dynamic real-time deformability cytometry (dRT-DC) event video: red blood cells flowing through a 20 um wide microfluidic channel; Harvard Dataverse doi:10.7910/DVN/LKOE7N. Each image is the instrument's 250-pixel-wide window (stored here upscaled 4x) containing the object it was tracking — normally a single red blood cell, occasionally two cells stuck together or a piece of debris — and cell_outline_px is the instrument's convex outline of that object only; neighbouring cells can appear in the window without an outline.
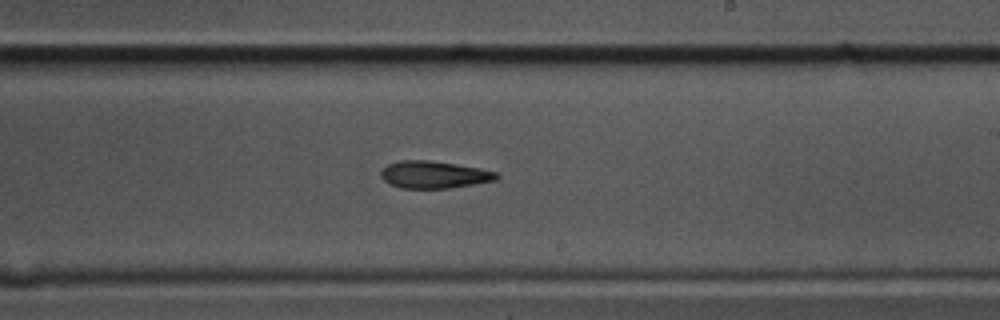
{"species": "common noctule bat (a hibernating species)", "species_latin": "Nyctalus noctula", "temperature_condition": "cold", "stored_images_in_passage": 48, "camera_frame_rate_fps": 3000, "um_per_image_px": 0.085, "animal": {"sex": "male", "body_mass_g": 17.5, "forearm_length_mm": 52.3}, "frame": {"image": 1, "passage_image": 24, "time_ms": 7.667, "image_size_px": [1000, 320], "cell_outline_px": [[500, 176], [496, 180], [448, 188], [400, 188], [388, 184], [380, 176], [380, 172], [388, 164], [400, 160], [428, 160], [456, 164], [480, 168], [496, 172]], "centroid_in_image_um": [36.86, 14.84], "position_along_channel_um": 252.1, "area_um2": 18.32}}
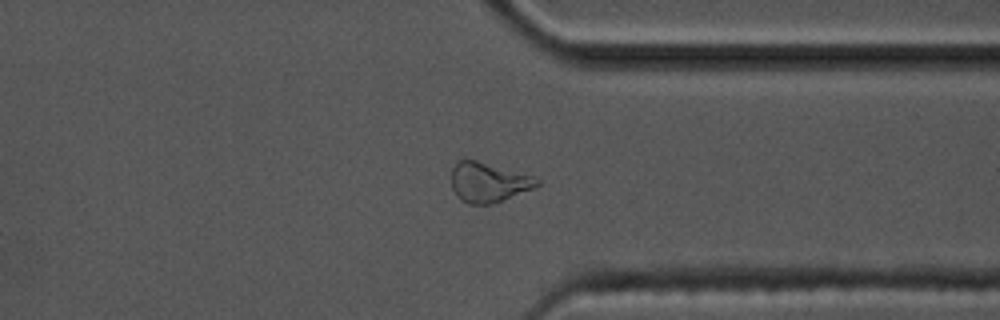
{"frame": {"image": 2, "passage_image": 34, "time_ms": 11.0, "image_size_px": [1000, 320], "cell_outline_px": [[540, 184], [532, 188], [500, 200], [488, 204], [468, 204], [460, 200], [456, 196], [452, 188], [452, 168], [460, 160], [476, 160], [532, 176], [540, 180]], "centroid_in_image_um": [41.46, 15.5], "position_along_channel_um": 369.9, "area_um2": 19.31}}
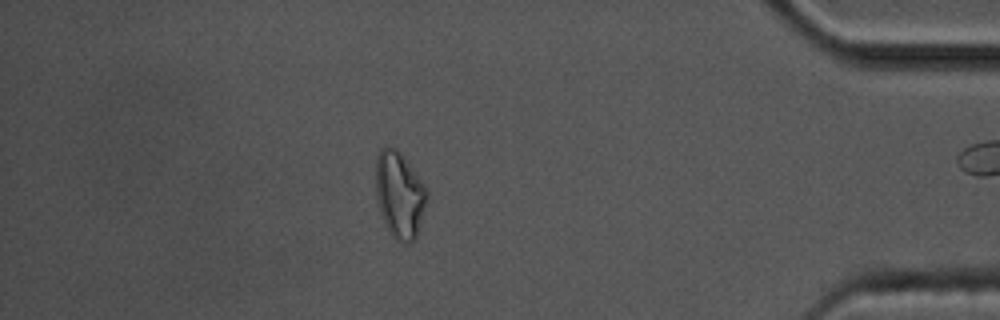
{"frame": {"image": 3, "passage_image": 40, "time_ms": 13.0, "image_size_px": [1000, 320], "cell_outline_px": [[428, 196], [416, 236], [408, 244], [396, 240], [392, 236], [380, 212], [376, 196], [376, 156], [380, 148], [384, 144], [396, 148], [400, 152], [424, 184], [428, 192]], "centroid_in_image_um": [33.94, 16.51], "position_along_channel_um": 401.3, "area_um2": 25.61}, "authors_computed_cell_mechanics": {"area_um2": 19.1896, "velocity_mm_per_s": 3.5726, "shape_relaxation_time_tau1_ms": null, "shape_relaxation_time_tau2_ms": 9.1149, "deformation_change_tau1": null, "deformation_change_tau2": 0.201}}